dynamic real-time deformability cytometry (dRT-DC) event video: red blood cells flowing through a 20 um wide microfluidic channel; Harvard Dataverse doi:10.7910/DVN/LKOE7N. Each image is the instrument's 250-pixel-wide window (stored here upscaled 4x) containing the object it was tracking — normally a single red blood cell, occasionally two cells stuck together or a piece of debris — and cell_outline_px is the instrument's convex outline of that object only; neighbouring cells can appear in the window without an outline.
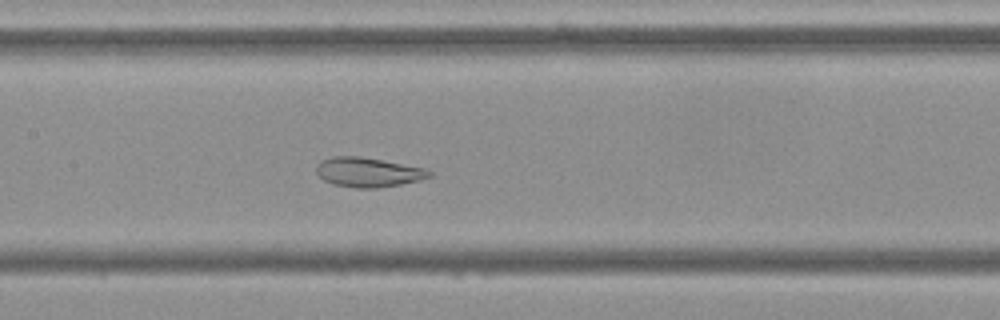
{"species": "Egyptian fruit bat (a non-hibernating species)", "species_latin": "Rousettus aegyptiacus", "temperature_condition": "cold", "stored_images_in_passage": 55, "camera_frame_rate_fps": 3000, "um_per_image_px": 0.085, "frame": {"image": 1, "passage_image": 26, "time_ms": 8.333, "image_size_px": [1000, 320], "cell_outline_px": [[432, 176], [420, 180], [400, 184], [376, 188], [356, 188], [332, 184], [324, 180], [316, 172], [316, 164], [320, 160], [332, 156], [360, 156], [424, 168], [432, 172]], "centroid_in_image_um": [31.25, 14.63], "position_along_channel_um": 176.1, "area_um2": 19.42}}
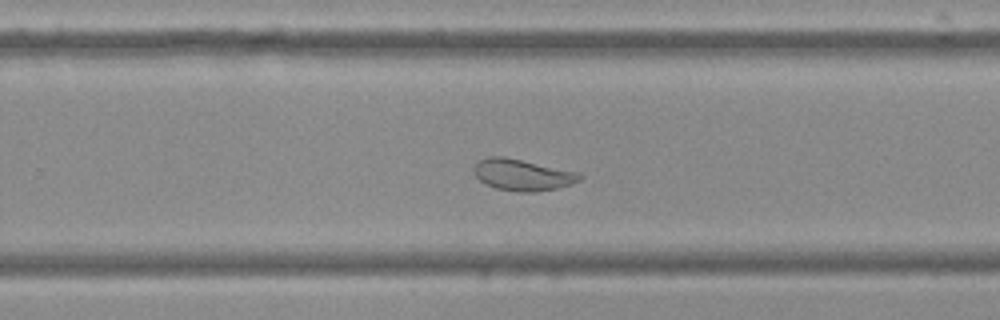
{"frame": {"image": 2, "passage_image": 35, "time_ms": 11.333, "image_size_px": [1000, 320], "cell_outline_px": [[584, 176], [580, 180], [572, 184], [556, 188], [536, 192], [520, 192], [496, 188], [480, 180], [476, 176], [472, 168], [480, 160], [488, 156], [504, 156], [580, 172]], "centroid_in_image_um": [44.45, 14.85], "position_along_channel_um": 285.4, "area_um2": 19.42}}
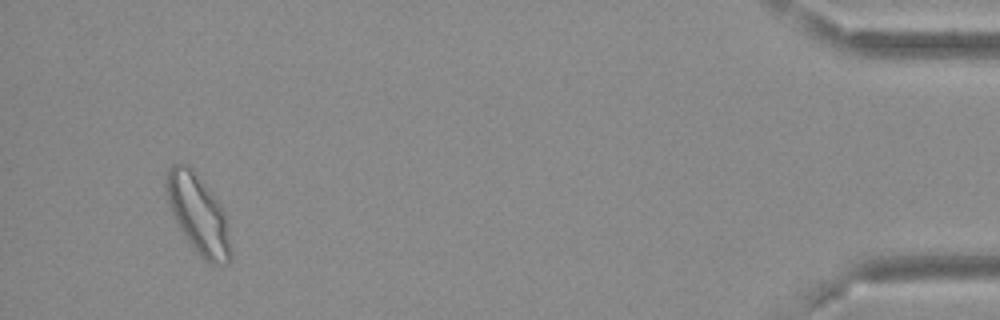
{"frame": {"image": 3, "passage_image": 52, "time_ms": 17.0, "image_size_px": [1000, 320], "cell_outline_px": [[232, 260], [228, 264], [212, 264], [204, 260], [200, 256], [188, 240], [180, 228], [172, 212], [168, 200], [164, 184], [168, 168], [172, 164], [188, 164], [192, 168], [220, 204], [224, 212], [228, 224], [232, 252]], "centroid_in_image_um": [16.88, 18.23], "position_along_channel_um": 418.3, "area_um2": 29.48}, "authors_computed_cell_mechanics": {"area_um2": 25.0852, "velocity_mm_per_s": 3.6523, "shape_relaxation_time_tau1_ms": null, "shape_relaxation_time_tau2_ms": 1.013, "deformation_change_tau1": null, "deformation_change_tau2": 0.0675}}